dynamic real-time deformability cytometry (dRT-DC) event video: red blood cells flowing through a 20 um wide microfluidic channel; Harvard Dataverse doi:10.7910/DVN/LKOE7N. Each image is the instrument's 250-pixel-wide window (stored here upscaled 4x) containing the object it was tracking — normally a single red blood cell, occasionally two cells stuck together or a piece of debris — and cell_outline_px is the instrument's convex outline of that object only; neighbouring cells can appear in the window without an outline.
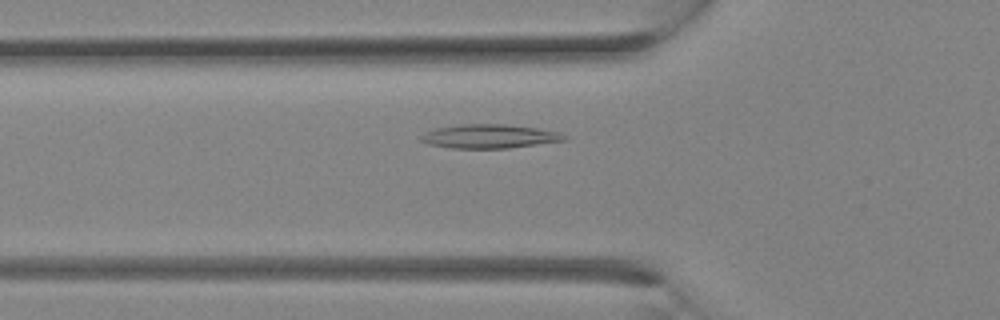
{"species": "Egyptian fruit bat (a non-hibernating species)", "species_latin": "Rousettus aegyptiacus", "temperature_condition": "room temperature", "stored_images_in_passage": 24, "camera_frame_rate_fps": 3000, "um_per_image_px": 0.085, "animal": {"sex": "female"}, "frame": {"image": 1, "passage_image": 3, "time_ms": 0.667, "image_size_px": [1000, 320], "cell_outline_px": [[568, 140], [508, 148], [452, 148], [428, 144], [420, 140], [420, 136], [436, 128], [460, 124], [504, 124], [536, 128], [560, 132], [568, 136]], "centroid_in_image_um": [41.64, 11.59], "position_along_channel_um": 84.2, "area_um2": 19.88}}
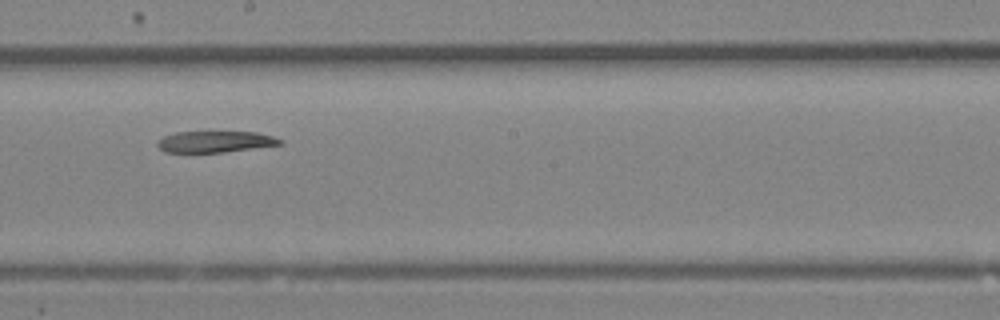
{"frame": {"image": 2, "passage_image": 10, "time_ms": 3.0, "image_size_px": [1000, 320], "cell_outline_px": [[284, 144], [224, 152], [164, 152], [156, 144], [156, 140], [164, 136], [176, 132], [256, 132], [272, 136], [284, 140]], "centroid_in_image_um": [18.29, 12.04], "position_along_channel_um": 229.9, "area_um2": 15.26}}
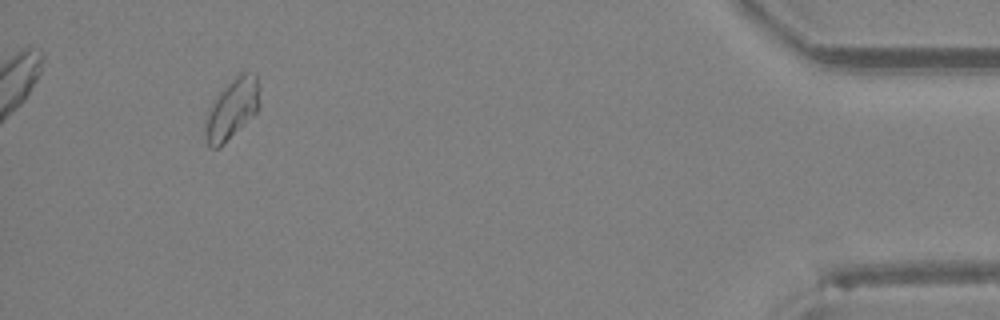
{"frame": {"image": 3, "passage_image": 22, "time_ms": 7.0, "image_size_px": [1000, 320], "cell_outline_px": [[260, 108], [220, 148], [208, 148], [204, 136], [204, 120], [208, 108], [216, 96], [240, 72], [256, 72], [260, 88]], "centroid_in_image_um": [19.71, 9.27], "position_along_channel_um": 415.5, "area_um2": 19.54}}